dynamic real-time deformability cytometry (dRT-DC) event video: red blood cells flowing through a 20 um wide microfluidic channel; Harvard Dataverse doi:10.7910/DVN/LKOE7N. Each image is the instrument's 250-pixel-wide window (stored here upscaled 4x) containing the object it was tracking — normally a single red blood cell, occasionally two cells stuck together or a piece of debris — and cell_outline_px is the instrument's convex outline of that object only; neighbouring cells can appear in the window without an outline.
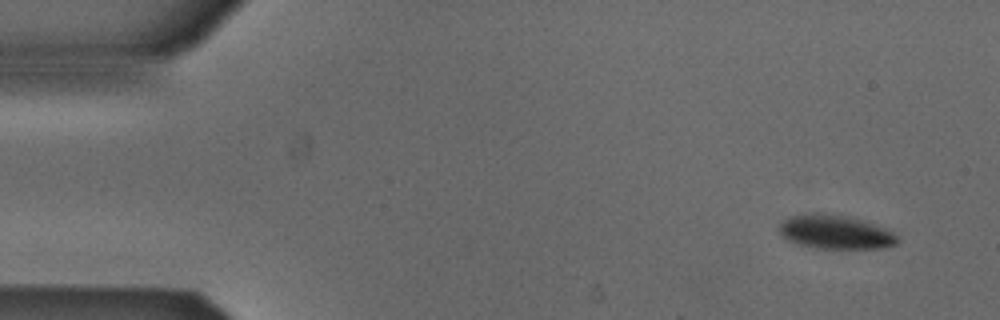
{"species": "Egyptian fruit bat (a non-hibernating species)", "species_latin": "Rousettus aegyptiacus", "temperature_condition": "cold", "stored_images_in_passage": 4, "camera_frame_rate_fps": 3000, "um_per_image_px": 0.085, "animal": {"sex": "male"}, "frame": {"image": 1, "passage_image": 1, "time_ms": 0.0, "image_size_px": [1000, 320], "cell_outline_px": [[900, 240], [896, 244], [884, 248], [816, 248], [796, 244], [788, 240], [780, 232], [780, 224], [784, 220], [792, 216], [816, 212], [824, 212], [848, 216], [864, 220], [884, 228], [892, 232]], "centroid_in_image_um": [71.02, 19.71], "position_along_channel_um": 14.0, "area_um2": 23.35}}
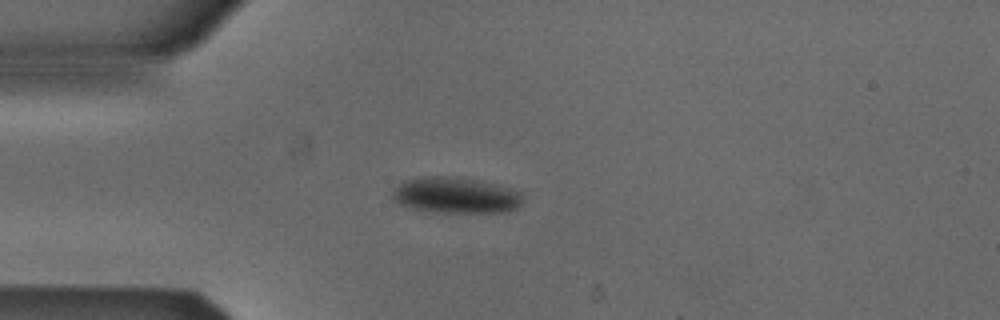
{"frame": {"image": 2, "passage_image": 4, "time_ms": 1.0, "image_size_px": [1000, 320], "cell_outline_px": [[524, 200], [516, 208], [508, 212], [424, 212], [400, 204], [392, 200], [392, 192], [400, 184], [408, 180], [432, 176], [444, 176], [472, 180], [492, 184], [508, 188], [520, 192], [524, 196]], "centroid_in_image_um": [38.73, 16.63], "position_along_channel_um": 46.3, "area_um2": 26.93}}